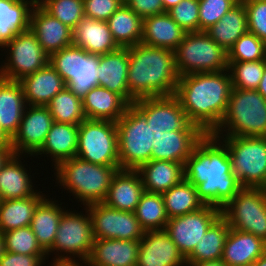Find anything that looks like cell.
<instances>
[{
    "instance_id": "obj_51",
    "label": "cell",
    "mask_w": 266,
    "mask_h": 266,
    "mask_svg": "<svg viewBox=\"0 0 266 266\" xmlns=\"http://www.w3.org/2000/svg\"><path fill=\"white\" fill-rule=\"evenodd\" d=\"M44 260L37 255H24L5 251L0 266H42Z\"/></svg>"
},
{
    "instance_id": "obj_29",
    "label": "cell",
    "mask_w": 266,
    "mask_h": 266,
    "mask_svg": "<svg viewBox=\"0 0 266 266\" xmlns=\"http://www.w3.org/2000/svg\"><path fill=\"white\" fill-rule=\"evenodd\" d=\"M83 110L89 120L117 122L129 104L117 93L95 86L82 98Z\"/></svg>"
},
{
    "instance_id": "obj_15",
    "label": "cell",
    "mask_w": 266,
    "mask_h": 266,
    "mask_svg": "<svg viewBox=\"0 0 266 266\" xmlns=\"http://www.w3.org/2000/svg\"><path fill=\"white\" fill-rule=\"evenodd\" d=\"M145 118L153 133L175 130H201L187 119L174 96L139 98L132 104Z\"/></svg>"
},
{
    "instance_id": "obj_60",
    "label": "cell",
    "mask_w": 266,
    "mask_h": 266,
    "mask_svg": "<svg viewBox=\"0 0 266 266\" xmlns=\"http://www.w3.org/2000/svg\"><path fill=\"white\" fill-rule=\"evenodd\" d=\"M34 4H39L41 0H31Z\"/></svg>"
},
{
    "instance_id": "obj_26",
    "label": "cell",
    "mask_w": 266,
    "mask_h": 266,
    "mask_svg": "<svg viewBox=\"0 0 266 266\" xmlns=\"http://www.w3.org/2000/svg\"><path fill=\"white\" fill-rule=\"evenodd\" d=\"M27 105L47 106L51 99L66 88V83L48 63L19 81Z\"/></svg>"
},
{
    "instance_id": "obj_12",
    "label": "cell",
    "mask_w": 266,
    "mask_h": 266,
    "mask_svg": "<svg viewBox=\"0 0 266 266\" xmlns=\"http://www.w3.org/2000/svg\"><path fill=\"white\" fill-rule=\"evenodd\" d=\"M86 213H74L67 210L63 212L58 225L56 238L53 247L47 252L68 253L66 256L62 253L53 261H76L75 256L80 258V261L86 262L91 254L94 235L92 229V221L88 209ZM87 215V216H86ZM71 256H70V255ZM69 255V256H68ZM74 256L73 258H71Z\"/></svg>"
},
{
    "instance_id": "obj_25",
    "label": "cell",
    "mask_w": 266,
    "mask_h": 266,
    "mask_svg": "<svg viewBox=\"0 0 266 266\" xmlns=\"http://www.w3.org/2000/svg\"><path fill=\"white\" fill-rule=\"evenodd\" d=\"M266 252V242L251 233L230 228L221 260L227 266H252Z\"/></svg>"
},
{
    "instance_id": "obj_46",
    "label": "cell",
    "mask_w": 266,
    "mask_h": 266,
    "mask_svg": "<svg viewBox=\"0 0 266 266\" xmlns=\"http://www.w3.org/2000/svg\"><path fill=\"white\" fill-rule=\"evenodd\" d=\"M240 0H199V32L216 24Z\"/></svg>"
},
{
    "instance_id": "obj_27",
    "label": "cell",
    "mask_w": 266,
    "mask_h": 266,
    "mask_svg": "<svg viewBox=\"0 0 266 266\" xmlns=\"http://www.w3.org/2000/svg\"><path fill=\"white\" fill-rule=\"evenodd\" d=\"M27 104L20 82L0 77V128L12 139Z\"/></svg>"
},
{
    "instance_id": "obj_24",
    "label": "cell",
    "mask_w": 266,
    "mask_h": 266,
    "mask_svg": "<svg viewBox=\"0 0 266 266\" xmlns=\"http://www.w3.org/2000/svg\"><path fill=\"white\" fill-rule=\"evenodd\" d=\"M73 45L90 54L103 55L119 48L106 21L84 17L72 29Z\"/></svg>"
},
{
    "instance_id": "obj_20",
    "label": "cell",
    "mask_w": 266,
    "mask_h": 266,
    "mask_svg": "<svg viewBox=\"0 0 266 266\" xmlns=\"http://www.w3.org/2000/svg\"><path fill=\"white\" fill-rule=\"evenodd\" d=\"M206 134L202 130H175L154 133L151 160L185 163L194 147Z\"/></svg>"
},
{
    "instance_id": "obj_53",
    "label": "cell",
    "mask_w": 266,
    "mask_h": 266,
    "mask_svg": "<svg viewBox=\"0 0 266 266\" xmlns=\"http://www.w3.org/2000/svg\"><path fill=\"white\" fill-rule=\"evenodd\" d=\"M257 91L266 99V66L264 68V74H263L262 79L259 83Z\"/></svg>"
},
{
    "instance_id": "obj_17",
    "label": "cell",
    "mask_w": 266,
    "mask_h": 266,
    "mask_svg": "<svg viewBox=\"0 0 266 266\" xmlns=\"http://www.w3.org/2000/svg\"><path fill=\"white\" fill-rule=\"evenodd\" d=\"M27 106L19 129L11 139V146L15 154L28 153L30 156H35L44 144L54 119L46 106Z\"/></svg>"
},
{
    "instance_id": "obj_36",
    "label": "cell",
    "mask_w": 266,
    "mask_h": 266,
    "mask_svg": "<svg viewBox=\"0 0 266 266\" xmlns=\"http://www.w3.org/2000/svg\"><path fill=\"white\" fill-rule=\"evenodd\" d=\"M247 31V13L244 4L240 1L216 24L207 29L206 33L228 52Z\"/></svg>"
},
{
    "instance_id": "obj_48",
    "label": "cell",
    "mask_w": 266,
    "mask_h": 266,
    "mask_svg": "<svg viewBox=\"0 0 266 266\" xmlns=\"http://www.w3.org/2000/svg\"><path fill=\"white\" fill-rule=\"evenodd\" d=\"M246 9L248 31L266 43V0H240Z\"/></svg>"
},
{
    "instance_id": "obj_33",
    "label": "cell",
    "mask_w": 266,
    "mask_h": 266,
    "mask_svg": "<svg viewBox=\"0 0 266 266\" xmlns=\"http://www.w3.org/2000/svg\"><path fill=\"white\" fill-rule=\"evenodd\" d=\"M34 5L31 0H0V48L16 34L30 29Z\"/></svg>"
},
{
    "instance_id": "obj_50",
    "label": "cell",
    "mask_w": 266,
    "mask_h": 266,
    "mask_svg": "<svg viewBox=\"0 0 266 266\" xmlns=\"http://www.w3.org/2000/svg\"><path fill=\"white\" fill-rule=\"evenodd\" d=\"M125 4L142 19L165 12L162 0H127Z\"/></svg>"
},
{
    "instance_id": "obj_42",
    "label": "cell",
    "mask_w": 266,
    "mask_h": 266,
    "mask_svg": "<svg viewBox=\"0 0 266 266\" xmlns=\"http://www.w3.org/2000/svg\"><path fill=\"white\" fill-rule=\"evenodd\" d=\"M265 66L266 59L249 62H228L232 88L257 90Z\"/></svg>"
},
{
    "instance_id": "obj_21",
    "label": "cell",
    "mask_w": 266,
    "mask_h": 266,
    "mask_svg": "<svg viewBox=\"0 0 266 266\" xmlns=\"http://www.w3.org/2000/svg\"><path fill=\"white\" fill-rule=\"evenodd\" d=\"M140 240L95 239L88 266H137Z\"/></svg>"
},
{
    "instance_id": "obj_58",
    "label": "cell",
    "mask_w": 266,
    "mask_h": 266,
    "mask_svg": "<svg viewBox=\"0 0 266 266\" xmlns=\"http://www.w3.org/2000/svg\"><path fill=\"white\" fill-rule=\"evenodd\" d=\"M252 266H266V252L261 255L253 264Z\"/></svg>"
},
{
    "instance_id": "obj_55",
    "label": "cell",
    "mask_w": 266,
    "mask_h": 266,
    "mask_svg": "<svg viewBox=\"0 0 266 266\" xmlns=\"http://www.w3.org/2000/svg\"><path fill=\"white\" fill-rule=\"evenodd\" d=\"M190 266H227L221 259L216 261H204L200 263H194Z\"/></svg>"
},
{
    "instance_id": "obj_38",
    "label": "cell",
    "mask_w": 266,
    "mask_h": 266,
    "mask_svg": "<svg viewBox=\"0 0 266 266\" xmlns=\"http://www.w3.org/2000/svg\"><path fill=\"white\" fill-rule=\"evenodd\" d=\"M114 41L119 47L140 43L143 19L123 3L106 21Z\"/></svg>"
},
{
    "instance_id": "obj_41",
    "label": "cell",
    "mask_w": 266,
    "mask_h": 266,
    "mask_svg": "<svg viewBox=\"0 0 266 266\" xmlns=\"http://www.w3.org/2000/svg\"><path fill=\"white\" fill-rule=\"evenodd\" d=\"M57 123L79 125L86 120L82 99L67 87L57 93L46 106Z\"/></svg>"
},
{
    "instance_id": "obj_31",
    "label": "cell",
    "mask_w": 266,
    "mask_h": 266,
    "mask_svg": "<svg viewBox=\"0 0 266 266\" xmlns=\"http://www.w3.org/2000/svg\"><path fill=\"white\" fill-rule=\"evenodd\" d=\"M78 129L79 125L54 122L44 144L35 155H50L55 167L65 160L76 157Z\"/></svg>"
},
{
    "instance_id": "obj_2",
    "label": "cell",
    "mask_w": 266,
    "mask_h": 266,
    "mask_svg": "<svg viewBox=\"0 0 266 266\" xmlns=\"http://www.w3.org/2000/svg\"><path fill=\"white\" fill-rule=\"evenodd\" d=\"M229 70L183 75L174 96L190 123L205 134H212L226 112L232 82Z\"/></svg>"
},
{
    "instance_id": "obj_32",
    "label": "cell",
    "mask_w": 266,
    "mask_h": 266,
    "mask_svg": "<svg viewBox=\"0 0 266 266\" xmlns=\"http://www.w3.org/2000/svg\"><path fill=\"white\" fill-rule=\"evenodd\" d=\"M20 154L13 153L0 170V198L22 199L33 196L36 192L26 168L21 163Z\"/></svg>"
},
{
    "instance_id": "obj_7",
    "label": "cell",
    "mask_w": 266,
    "mask_h": 266,
    "mask_svg": "<svg viewBox=\"0 0 266 266\" xmlns=\"http://www.w3.org/2000/svg\"><path fill=\"white\" fill-rule=\"evenodd\" d=\"M232 173L241 187L266 189V137L225 136Z\"/></svg>"
},
{
    "instance_id": "obj_39",
    "label": "cell",
    "mask_w": 266,
    "mask_h": 266,
    "mask_svg": "<svg viewBox=\"0 0 266 266\" xmlns=\"http://www.w3.org/2000/svg\"><path fill=\"white\" fill-rule=\"evenodd\" d=\"M162 197L169 219L197 211L205 206L197 194L196 187L186 179H182L162 193Z\"/></svg>"
},
{
    "instance_id": "obj_8",
    "label": "cell",
    "mask_w": 266,
    "mask_h": 266,
    "mask_svg": "<svg viewBox=\"0 0 266 266\" xmlns=\"http://www.w3.org/2000/svg\"><path fill=\"white\" fill-rule=\"evenodd\" d=\"M120 169L137 170L151 160L154 133L146 118L129 105L116 122Z\"/></svg>"
},
{
    "instance_id": "obj_22",
    "label": "cell",
    "mask_w": 266,
    "mask_h": 266,
    "mask_svg": "<svg viewBox=\"0 0 266 266\" xmlns=\"http://www.w3.org/2000/svg\"><path fill=\"white\" fill-rule=\"evenodd\" d=\"M128 67L129 47L99 55L98 86L119 94L129 104Z\"/></svg>"
},
{
    "instance_id": "obj_19",
    "label": "cell",
    "mask_w": 266,
    "mask_h": 266,
    "mask_svg": "<svg viewBox=\"0 0 266 266\" xmlns=\"http://www.w3.org/2000/svg\"><path fill=\"white\" fill-rule=\"evenodd\" d=\"M30 30L43 50L51 54L73 44L72 29L35 4L30 15Z\"/></svg>"
},
{
    "instance_id": "obj_23",
    "label": "cell",
    "mask_w": 266,
    "mask_h": 266,
    "mask_svg": "<svg viewBox=\"0 0 266 266\" xmlns=\"http://www.w3.org/2000/svg\"><path fill=\"white\" fill-rule=\"evenodd\" d=\"M144 192L137 170L119 169L111 180L109 192L103 203L119 211L135 212Z\"/></svg>"
},
{
    "instance_id": "obj_34",
    "label": "cell",
    "mask_w": 266,
    "mask_h": 266,
    "mask_svg": "<svg viewBox=\"0 0 266 266\" xmlns=\"http://www.w3.org/2000/svg\"><path fill=\"white\" fill-rule=\"evenodd\" d=\"M56 202L45 197L36 207L30 225L38 244L46 253L53 247L58 225L65 211Z\"/></svg>"
},
{
    "instance_id": "obj_45",
    "label": "cell",
    "mask_w": 266,
    "mask_h": 266,
    "mask_svg": "<svg viewBox=\"0 0 266 266\" xmlns=\"http://www.w3.org/2000/svg\"><path fill=\"white\" fill-rule=\"evenodd\" d=\"M39 5L71 29L85 17L83 0H41Z\"/></svg>"
},
{
    "instance_id": "obj_4",
    "label": "cell",
    "mask_w": 266,
    "mask_h": 266,
    "mask_svg": "<svg viewBox=\"0 0 266 266\" xmlns=\"http://www.w3.org/2000/svg\"><path fill=\"white\" fill-rule=\"evenodd\" d=\"M54 169L59 186L75 195L86 207L104 202L111 180L120 166L98 165L73 157L59 163Z\"/></svg>"
},
{
    "instance_id": "obj_5",
    "label": "cell",
    "mask_w": 266,
    "mask_h": 266,
    "mask_svg": "<svg viewBox=\"0 0 266 266\" xmlns=\"http://www.w3.org/2000/svg\"><path fill=\"white\" fill-rule=\"evenodd\" d=\"M212 135L266 137V99L257 90L232 88L226 112Z\"/></svg>"
},
{
    "instance_id": "obj_11",
    "label": "cell",
    "mask_w": 266,
    "mask_h": 266,
    "mask_svg": "<svg viewBox=\"0 0 266 266\" xmlns=\"http://www.w3.org/2000/svg\"><path fill=\"white\" fill-rule=\"evenodd\" d=\"M221 210L230 228L266 242V189L242 187Z\"/></svg>"
},
{
    "instance_id": "obj_1",
    "label": "cell",
    "mask_w": 266,
    "mask_h": 266,
    "mask_svg": "<svg viewBox=\"0 0 266 266\" xmlns=\"http://www.w3.org/2000/svg\"><path fill=\"white\" fill-rule=\"evenodd\" d=\"M218 141L214 135L206 134L186 159L183 169L184 179L196 187L204 204L222 209L242 187L232 173L228 148Z\"/></svg>"
},
{
    "instance_id": "obj_30",
    "label": "cell",
    "mask_w": 266,
    "mask_h": 266,
    "mask_svg": "<svg viewBox=\"0 0 266 266\" xmlns=\"http://www.w3.org/2000/svg\"><path fill=\"white\" fill-rule=\"evenodd\" d=\"M183 163L150 160L137 171L146 192L164 193L184 179Z\"/></svg>"
},
{
    "instance_id": "obj_10",
    "label": "cell",
    "mask_w": 266,
    "mask_h": 266,
    "mask_svg": "<svg viewBox=\"0 0 266 266\" xmlns=\"http://www.w3.org/2000/svg\"><path fill=\"white\" fill-rule=\"evenodd\" d=\"M76 157L93 164L120 166L116 122L89 119L81 122Z\"/></svg>"
},
{
    "instance_id": "obj_44",
    "label": "cell",
    "mask_w": 266,
    "mask_h": 266,
    "mask_svg": "<svg viewBox=\"0 0 266 266\" xmlns=\"http://www.w3.org/2000/svg\"><path fill=\"white\" fill-rule=\"evenodd\" d=\"M228 62H249L266 59V43L247 31L228 50Z\"/></svg>"
},
{
    "instance_id": "obj_47",
    "label": "cell",
    "mask_w": 266,
    "mask_h": 266,
    "mask_svg": "<svg viewBox=\"0 0 266 266\" xmlns=\"http://www.w3.org/2000/svg\"><path fill=\"white\" fill-rule=\"evenodd\" d=\"M168 14L184 31L199 32V0H181Z\"/></svg>"
},
{
    "instance_id": "obj_9",
    "label": "cell",
    "mask_w": 266,
    "mask_h": 266,
    "mask_svg": "<svg viewBox=\"0 0 266 266\" xmlns=\"http://www.w3.org/2000/svg\"><path fill=\"white\" fill-rule=\"evenodd\" d=\"M49 63L65 81L66 87L81 99L98 86L97 54H90L72 44L51 54Z\"/></svg>"
},
{
    "instance_id": "obj_35",
    "label": "cell",
    "mask_w": 266,
    "mask_h": 266,
    "mask_svg": "<svg viewBox=\"0 0 266 266\" xmlns=\"http://www.w3.org/2000/svg\"><path fill=\"white\" fill-rule=\"evenodd\" d=\"M229 230L227 220L221 215L202 236L193 251L185 258L186 266L204 261L220 260Z\"/></svg>"
},
{
    "instance_id": "obj_3",
    "label": "cell",
    "mask_w": 266,
    "mask_h": 266,
    "mask_svg": "<svg viewBox=\"0 0 266 266\" xmlns=\"http://www.w3.org/2000/svg\"><path fill=\"white\" fill-rule=\"evenodd\" d=\"M178 81L174 51L143 43L129 47V105L139 98L174 95Z\"/></svg>"
},
{
    "instance_id": "obj_54",
    "label": "cell",
    "mask_w": 266,
    "mask_h": 266,
    "mask_svg": "<svg viewBox=\"0 0 266 266\" xmlns=\"http://www.w3.org/2000/svg\"><path fill=\"white\" fill-rule=\"evenodd\" d=\"M3 147H12L11 146V139L0 128V148H3Z\"/></svg>"
},
{
    "instance_id": "obj_13",
    "label": "cell",
    "mask_w": 266,
    "mask_h": 266,
    "mask_svg": "<svg viewBox=\"0 0 266 266\" xmlns=\"http://www.w3.org/2000/svg\"><path fill=\"white\" fill-rule=\"evenodd\" d=\"M8 48L9 58L0 66V77L20 81L49 63V55L30 30L20 32L2 48Z\"/></svg>"
},
{
    "instance_id": "obj_16",
    "label": "cell",
    "mask_w": 266,
    "mask_h": 266,
    "mask_svg": "<svg viewBox=\"0 0 266 266\" xmlns=\"http://www.w3.org/2000/svg\"><path fill=\"white\" fill-rule=\"evenodd\" d=\"M221 215L220 208L205 205L197 211L168 219L165 231L176 244L179 252L186 258Z\"/></svg>"
},
{
    "instance_id": "obj_28",
    "label": "cell",
    "mask_w": 266,
    "mask_h": 266,
    "mask_svg": "<svg viewBox=\"0 0 266 266\" xmlns=\"http://www.w3.org/2000/svg\"><path fill=\"white\" fill-rule=\"evenodd\" d=\"M185 33L168 12H164L143 19L140 43L174 51Z\"/></svg>"
},
{
    "instance_id": "obj_57",
    "label": "cell",
    "mask_w": 266,
    "mask_h": 266,
    "mask_svg": "<svg viewBox=\"0 0 266 266\" xmlns=\"http://www.w3.org/2000/svg\"><path fill=\"white\" fill-rule=\"evenodd\" d=\"M181 0H162L165 12L176 6Z\"/></svg>"
},
{
    "instance_id": "obj_40",
    "label": "cell",
    "mask_w": 266,
    "mask_h": 266,
    "mask_svg": "<svg viewBox=\"0 0 266 266\" xmlns=\"http://www.w3.org/2000/svg\"><path fill=\"white\" fill-rule=\"evenodd\" d=\"M136 218L146 231L165 230L168 215L161 193L144 192L135 210Z\"/></svg>"
},
{
    "instance_id": "obj_18",
    "label": "cell",
    "mask_w": 266,
    "mask_h": 266,
    "mask_svg": "<svg viewBox=\"0 0 266 266\" xmlns=\"http://www.w3.org/2000/svg\"><path fill=\"white\" fill-rule=\"evenodd\" d=\"M184 265V256L165 230L144 232L139 243L137 266Z\"/></svg>"
},
{
    "instance_id": "obj_37",
    "label": "cell",
    "mask_w": 266,
    "mask_h": 266,
    "mask_svg": "<svg viewBox=\"0 0 266 266\" xmlns=\"http://www.w3.org/2000/svg\"><path fill=\"white\" fill-rule=\"evenodd\" d=\"M22 199H7L0 202V232L31 225L34 211L45 198L42 192ZM42 193V195L40 194Z\"/></svg>"
},
{
    "instance_id": "obj_14",
    "label": "cell",
    "mask_w": 266,
    "mask_h": 266,
    "mask_svg": "<svg viewBox=\"0 0 266 266\" xmlns=\"http://www.w3.org/2000/svg\"><path fill=\"white\" fill-rule=\"evenodd\" d=\"M92 221L94 239L140 240L144 230L135 212L119 211L105 203L86 206Z\"/></svg>"
},
{
    "instance_id": "obj_43",
    "label": "cell",
    "mask_w": 266,
    "mask_h": 266,
    "mask_svg": "<svg viewBox=\"0 0 266 266\" xmlns=\"http://www.w3.org/2000/svg\"><path fill=\"white\" fill-rule=\"evenodd\" d=\"M5 251L24 255H37L46 261L47 253L38 244L31 226L21 227L2 233Z\"/></svg>"
},
{
    "instance_id": "obj_56",
    "label": "cell",
    "mask_w": 266,
    "mask_h": 266,
    "mask_svg": "<svg viewBox=\"0 0 266 266\" xmlns=\"http://www.w3.org/2000/svg\"><path fill=\"white\" fill-rule=\"evenodd\" d=\"M51 266H80V263L77 261H54ZM81 266H83L82 263Z\"/></svg>"
},
{
    "instance_id": "obj_52",
    "label": "cell",
    "mask_w": 266,
    "mask_h": 266,
    "mask_svg": "<svg viewBox=\"0 0 266 266\" xmlns=\"http://www.w3.org/2000/svg\"><path fill=\"white\" fill-rule=\"evenodd\" d=\"M13 154L12 147L0 148V170L7 159Z\"/></svg>"
},
{
    "instance_id": "obj_6",
    "label": "cell",
    "mask_w": 266,
    "mask_h": 266,
    "mask_svg": "<svg viewBox=\"0 0 266 266\" xmlns=\"http://www.w3.org/2000/svg\"><path fill=\"white\" fill-rule=\"evenodd\" d=\"M175 67L180 76L219 72L228 69V53L206 31L186 32L174 50Z\"/></svg>"
},
{
    "instance_id": "obj_59",
    "label": "cell",
    "mask_w": 266,
    "mask_h": 266,
    "mask_svg": "<svg viewBox=\"0 0 266 266\" xmlns=\"http://www.w3.org/2000/svg\"><path fill=\"white\" fill-rule=\"evenodd\" d=\"M4 253H5V242L3 234L0 232V258L4 255Z\"/></svg>"
},
{
    "instance_id": "obj_49",
    "label": "cell",
    "mask_w": 266,
    "mask_h": 266,
    "mask_svg": "<svg viewBox=\"0 0 266 266\" xmlns=\"http://www.w3.org/2000/svg\"><path fill=\"white\" fill-rule=\"evenodd\" d=\"M122 4L120 0H83L84 15L88 18L107 21Z\"/></svg>"
}]
</instances>
